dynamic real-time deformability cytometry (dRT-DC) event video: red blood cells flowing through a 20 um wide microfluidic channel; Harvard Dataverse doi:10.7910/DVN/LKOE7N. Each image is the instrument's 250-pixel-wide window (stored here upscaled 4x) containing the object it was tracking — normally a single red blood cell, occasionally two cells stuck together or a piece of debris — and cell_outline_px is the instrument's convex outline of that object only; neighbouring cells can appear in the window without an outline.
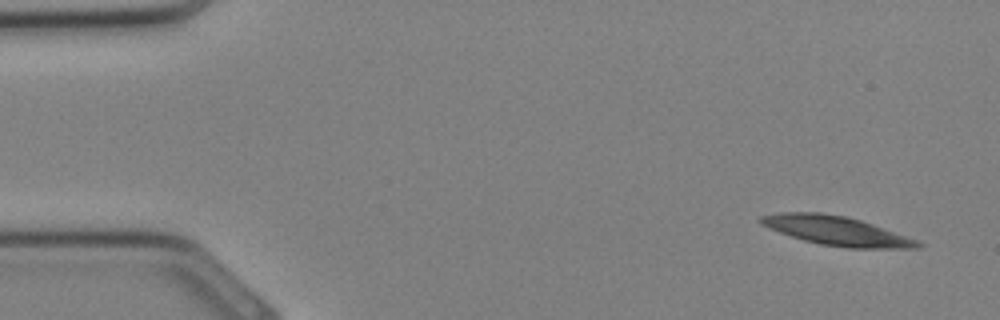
{"species": "Egyptian fruit bat (a non-hibernating species)", "species_latin": "Rousettus aegyptiacus", "temperature_condition": "cold", "stored_images_in_passage": 8, "camera_frame_rate_fps": 3000, "um_per_image_px": 0.085, "animal": {"sex": "female"}, "frame": {"image": 1, "passage_image": 1, "time_ms": 0.0, "image_size_px": [1000, 320], "cell_outline_px": [[924, 244], [920, 248], [848, 248], [820, 244], [804, 240], [768, 228], [760, 224], [756, 220], [760, 216], [780, 212], [820, 212], [844, 216], [860, 220], [872, 224], [916, 240]], "centroid_in_image_um": [71.04, 19.61], "position_along_channel_um": 14.0, "area_um2": 26.41}}
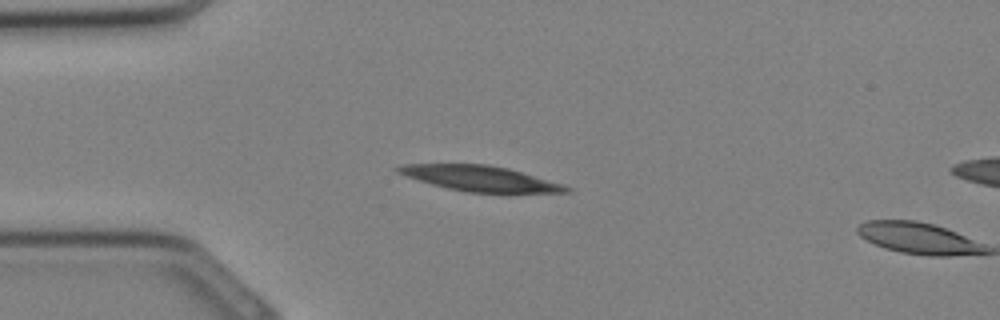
{"frame": {"image": 2, "passage_image": 7, "time_ms": 2.0, "image_size_px": [1000, 320], "cell_outline_px": [[572, 188], [568, 192], [464, 192], [432, 184], [396, 172], [392, 168], [404, 164], [488, 164], [508, 168], [560, 184]], "centroid_in_image_um": [40.73, 15.15], "position_along_channel_um": 44.3, "area_um2": 24.28}}